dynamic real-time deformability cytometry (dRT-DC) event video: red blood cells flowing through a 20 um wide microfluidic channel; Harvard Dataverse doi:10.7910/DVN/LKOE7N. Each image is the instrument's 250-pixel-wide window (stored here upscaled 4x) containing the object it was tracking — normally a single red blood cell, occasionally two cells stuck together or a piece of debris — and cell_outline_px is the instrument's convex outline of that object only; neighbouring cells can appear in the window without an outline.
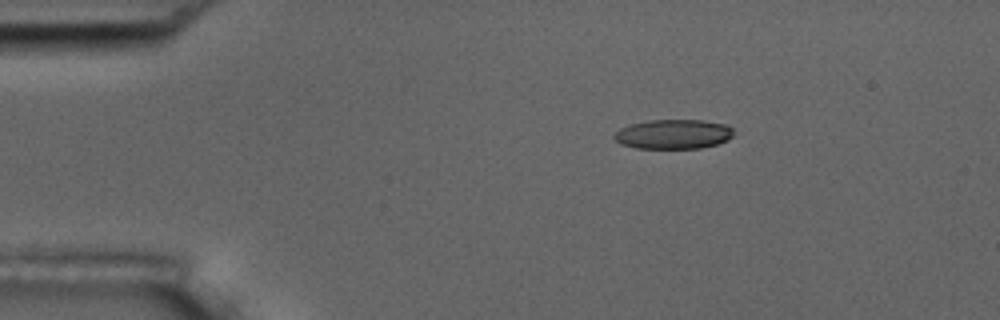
{"species": "common noctule bat (a hibernating species)", "species_latin": "Nyctalus noctula", "temperature_condition": "room temperature", "stored_images_in_passage": 2, "camera_frame_rate_fps": 3000, "um_per_image_px": 0.085, "animal": {"sex": "male", "body_mass_g": 17.5, "forearm_length_mm": 52.3}, "frame": {"image": 1, "passage_image": 2, "time_ms": 1.333, "image_size_px": [1000, 320], "cell_outline_px": [[732, 136], [728, 140], [716, 144], [700, 148], [636, 148], [620, 144], [612, 136], [620, 128], [628, 124], [648, 120], [700, 120], [724, 124], [732, 128]], "centroid_in_image_um": [57.19, 11.4], "position_along_channel_um": 27.8, "area_um2": 20.52}}